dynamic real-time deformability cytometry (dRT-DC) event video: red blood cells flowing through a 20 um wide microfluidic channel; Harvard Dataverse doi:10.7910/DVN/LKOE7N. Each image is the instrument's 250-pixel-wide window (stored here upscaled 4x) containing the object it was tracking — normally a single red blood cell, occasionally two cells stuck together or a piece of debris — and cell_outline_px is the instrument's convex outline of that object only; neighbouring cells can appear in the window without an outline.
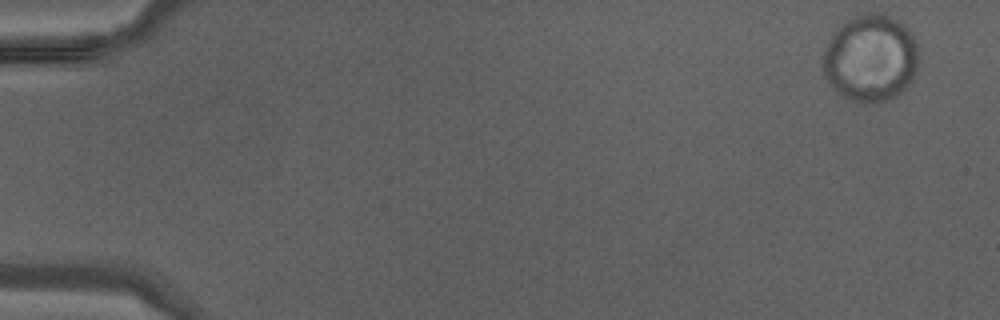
{"species": "Egyptian fruit bat (a non-hibernating species)", "species_latin": "Rousettus aegyptiacus", "temperature_condition": "warm", "stored_images_in_passage": 42, "camera_frame_rate_fps": 3000, "um_per_image_px": 0.085, "animal": {"sex": "male"}, "frame": {"image": 1, "passage_image": 1, "time_ms": 0.0, "image_size_px": [1000, 320], "cell_outline_px": [[916, 72], [912, 80], [896, 96], [888, 100], [852, 100], [836, 92], [832, 88], [824, 76], [820, 68], [824, 52], [828, 40], [848, 20], [864, 12], [884, 12], [908, 28], [916, 44]], "centroid_in_image_um": [73.96, 4.92], "position_along_channel_um": 11.0, "area_um2": 48.03}}
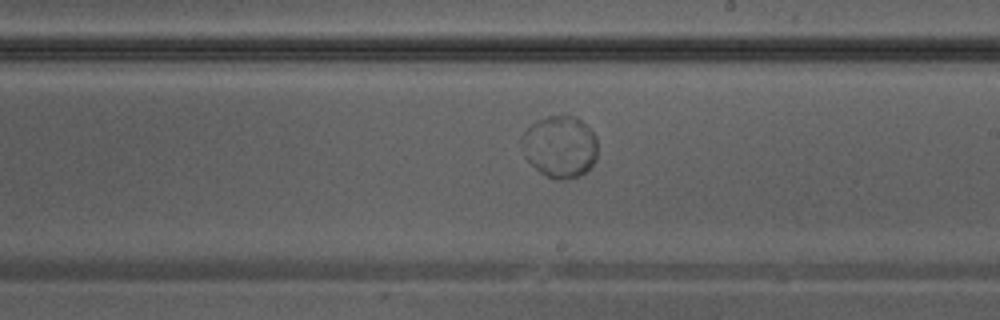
{"frame": {"image": 2, "passage_image": 25, "time_ms": 8.0, "image_size_px": [1000, 320], "cell_outline_px": [[596, 160], [584, 172], [576, 176], [560, 180], [556, 180], [540, 172], [524, 156], [524, 132], [532, 124], [548, 116], [572, 116], [580, 120], [596, 136]], "centroid_in_image_um": [47.61, 12.47], "position_along_channel_um": 241.4, "area_um2": 26.53}}
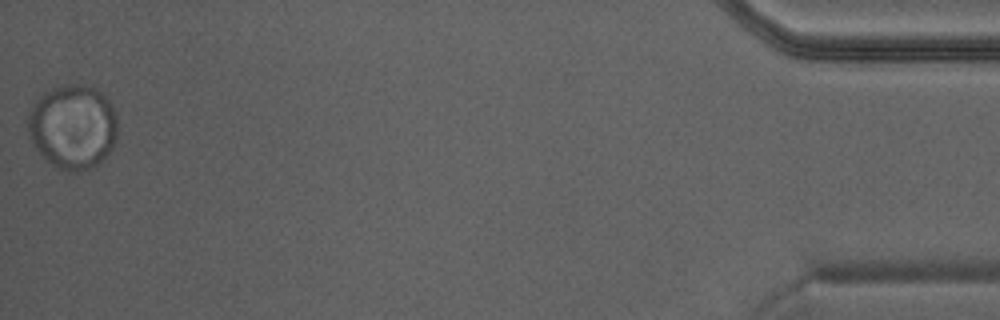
{"frame": {"image": 3, "passage_image": 42, "time_ms": 13.667, "image_size_px": [1000, 320], "cell_outline_px": [[116, 140], [112, 148], [92, 168], [76, 172], [68, 172], [52, 164], [40, 152], [32, 140], [28, 132], [28, 112], [36, 100], [44, 92], [64, 84], [80, 84], [92, 88], [100, 92], [108, 100], [116, 112]], "centroid_in_image_um": [6.19, 10.76], "position_along_channel_um": 429.0, "area_um2": 43.64}}